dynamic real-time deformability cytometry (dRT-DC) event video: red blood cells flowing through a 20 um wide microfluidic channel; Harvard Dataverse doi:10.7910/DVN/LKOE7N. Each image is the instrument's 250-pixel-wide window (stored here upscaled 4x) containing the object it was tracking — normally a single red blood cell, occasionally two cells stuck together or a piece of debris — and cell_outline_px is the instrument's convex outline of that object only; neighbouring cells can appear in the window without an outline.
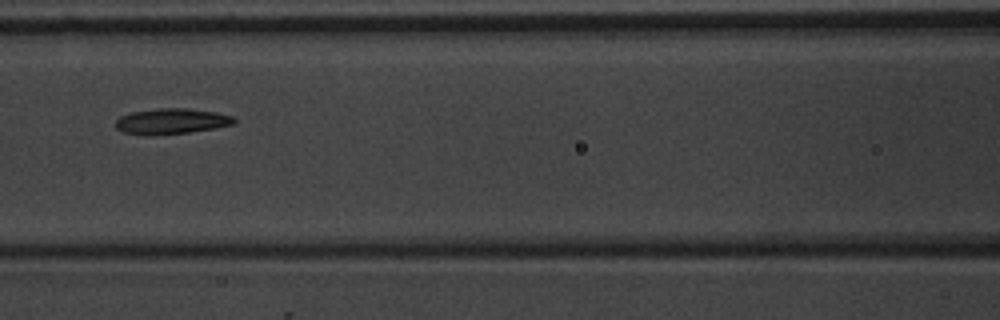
{"species": "common noctule bat (a hibernating species)", "species_latin": "Nyctalus noctula", "temperature_condition": "warm", "stored_images_in_passage": 5, "camera_frame_rate_fps": 3000, "um_per_image_px": 0.085, "animal": {"sex": "male", "body_mass_g": 20.1, "forearm_length_mm": 53.5}, "frame": {"image": 1, "passage_image": 5, "time_ms": 4.667, "image_size_px": [1000, 320], "cell_outline_px": [[236, 124], [216, 128], [188, 132], [156, 136], [144, 136], [124, 132], [116, 128], [116, 120], [120, 116], [132, 112], [160, 108], [188, 108], [216, 112], [232, 116], [236, 120]], "centroid_in_image_um": [14.58, 10.32], "position_along_channel_um": 152.0, "area_um2": 17.92}}